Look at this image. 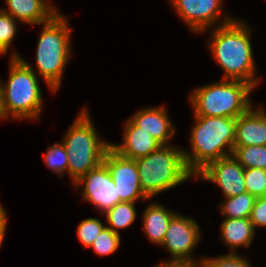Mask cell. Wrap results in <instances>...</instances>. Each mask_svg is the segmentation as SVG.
I'll list each match as a JSON object with an SVG mask.
<instances>
[{
    "instance_id": "obj_11",
    "label": "cell",
    "mask_w": 266,
    "mask_h": 267,
    "mask_svg": "<svg viewBox=\"0 0 266 267\" xmlns=\"http://www.w3.org/2000/svg\"><path fill=\"white\" fill-rule=\"evenodd\" d=\"M103 163L108 168L122 202L136 203L137 200L149 199L141 189L134 159L125 158L110 147L106 151Z\"/></svg>"
},
{
    "instance_id": "obj_18",
    "label": "cell",
    "mask_w": 266,
    "mask_h": 267,
    "mask_svg": "<svg viewBox=\"0 0 266 267\" xmlns=\"http://www.w3.org/2000/svg\"><path fill=\"white\" fill-rule=\"evenodd\" d=\"M176 211H170L163 204L150 203L142 214L143 231L153 244L162 245L166 231Z\"/></svg>"
},
{
    "instance_id": "obj_14",
    "label": "cell",
    "mask_w": 266,
    "mask_h": 267,
    "mask_svg": "<svg viewBox=\"0 0 266 267\" xmlns=\"http://www.w3.org/2000/svg\"><path fill=\"white\" fill-rule=\"evenodd\" d=\"M266 146V110L251 106L237 118L234 146Z\"/></svg>"
},
{
    "instance_id": "obj_21",
    "label": "cell",
    "mask_w": 266,
    "mask_h": 267,
    "mask_svg": "<svg viewBox=\"0 0 266 267\" xmlns=\"http://www.w3.org/2000/svg\"><path fill=\"white\" fill-rule=\"evenodd\" d=\"M232 156L247 168H260L266 170V146H234Z\"/></svg>"
},
{
    "instance_id": "obj_23",
    "label": "cell",
    "mask_w": 266,
    "mask_h": 267,
    "mask_svg": "<svg viewBox=\"0 0 266 267\" xmlns=\"http://www.w3.org/2000/svg\"><path fill=\"white\" fill-rule=\"evenodd\" d=\"M121 236L105 227L89 248H92L96 255L102 257L113 254L120 247Z\"/></svg>"
},
{
    "instance_id": "obj_19",
    "label": "cell",
    "mask_w": 266,
    "mask_h": 267,
    "mask_svg": "<svg viewBox=\"0 0 266 267\" xmlns=\"http://www.w3.org/2000/svg\"><path fill=\"white\" fill-rule=\"evenodd\" d=\"M134 202H121L116 204L112 209L108 210L105 215L109 226L114 233L120 234L119 229L129 227L137 217L136 207Z\"/></svg>"
},
{
    "instance_id": "obj_26",
    "label": "cell",
    "mask_w": 266,
    "mask_h": 267,
    "mask_svg": "<svg viewBox=\"0 0 266 267\" xmlns=\"http://www.w3.org/2000/svg\"><path fill=\"white\" fill-rule=\"evenodd\" d=\"M11 15L0 9V55L8 53L17 33V23Z\"/></svg>"
},
{
    "instance_id": "obj_15",
    "label": "cell",
    "mask_w": 266,
    "mask_h": 267,
    "mask_svg": "<svg viewBox=\"0 0 266 267\" xmlns=\"http://www.w3.org/2000/svg\"><path fill=\"white\" fill-rule=\"evenodd\" d=\"M124 125L123 142L110 144L119 155L136 160L156 151L161 146L156 139L137 127L130 119Z\"/></svg>"
},
{
    "instance_id": "obj_4",
    "label": "cell",
    "mask_w": 266,
    "mask_h": 267,
    "mask_svg": "<svg viewBox=\"0 0 266 267\" xmlns=\"http://www.w3.org/2000/svg\"><path fill=\"white\" fill-rule=\"evenodd\" d=\"M9 78L0 79L1 119H34L43 108V96L38 76L19 57H11Z\"/></svg>"
},
{
    "instance_id": "obj_24",
    "label": "cell",
    "mask_w": 266,
    "mask_h": 267,
    "mask_svg": "<svg viewBox=\"0 0 266 267\" xmlns=\"http://www.w3.org/2000/svg\"><path fill=\"white\" fill-rule=\"evenodd\" d=\"M246 191L257 197L266 196V170L260 168L244 169Z\"/></svg>"
},
{
    "instance_id": "obj_6",
    "label": "cell",
    "mask_w": 266,
    "mask_h": 267,
    "mask_svg": "<svg viewBox=\"0 0 266 267\" xmlns=\"http://www.w3.org/2000/svg\"><path fill=\"white\" fill-rule=\"evenodd\" d=\"M253 89L246 82L227 79L198 87L189 96L193 116L237 119L253 105L249 97Z\"/></svg>"
},
{
    "instance_id": "obj_28",
    "label": "cell",
    "mask_w": 266,
    "mask_h": 267,
    "mask_svg": "<svg viewBox=\"0 0 266 267\" xmlns=\"http://www.w3.org/2000/svg\"><path fill=\"white\" fill-rule=\"evenodd\" d=\"M254 229L266 227V196L257 197L249 217Z\"/></svg>"
},
{
    "instance_id": "obj_8",
    "label": "cell",
    "mask_w": 266,
    "mask_h": 267,
    "mask_svg": "<svg viewBox=\"0 0 266 267\" xmlns=\"http://www.w3.org/2000/svg\"><path fill=\"white\" fill-rule=\"evenodd\" d=\"M201 237L199 224L195 219L176 213L161 245L172 257L167 261L201 263L191 255Z\"/></svg>"
},
{
    "instance_id": "obj_30",
    "label": "cell",
    "mask_w": 266,
    "mask_h": 267,
    "mask_svg": "<svg viewBox=\"0 0 266 267\" xmlns=\"http://www.w3.org/2000/svg\"><path fill=\"white\" fill-rule=\"evenodd\" d=\"M2 203H0V225H7L8 224V217Z\"/></svg>"
},
{
    "instance_id": "obj_27",
    "label": "cell",
    "mask_w": 266,
    "mask_h": 267,
    "mask_svg": "<svg viewBox=\"0 0 266 267\" xmlns=\"http://www.w3.org/2000/svg\"><path fill=\"white\" fill-rule=\"evenodd\" d=\"M202 267H253L247 258L239 253H227L218 257H202L199 259Z\"/></svg>"
},
{
    "instance_id": "obj_2",
    "label": "cell",
    "mask_w": 266,
    "mask_h": 267,
    "mask_svg": "<svg viewBox=\"0 0 266 267\" xmlns=\"http://www.w3.org/2000/svg\"><path fill=\"white\" fill-rule=\"evenodd\" d=\"M191 129V151L184 150L188 170L196 176L209 163L232 155L237 119L194 116Z\"/></svg>"
},
{
    "instance_id": "obj_1",
    "label": "cell",
    "mask_w": 266,
    "mask_h": 267,
    "mask_svg": "<svg viewBox=\"0 0 266 267\" xmlns=\"http://www.w3.org/2000/svg\"><path fill=\"white\" fill-rule=\"evenodd\" d=\"M251 32L245 20L235 18L213 28L207 46L225 74L223 79L243 81L255 88L260 80L256 76Z\"/></svg>"
},
{
    "instance_id": "obj_13",
    "label": "cell",
    "mask_w": 266,
    "mask_h": 267,
    "mask_svg": "<svg viewBox=\"0 0 266 267\" xmlns=\"http://www.w3.org/2000/svg\"><path fill=\"white\" fill-rule=\"evenodd\" d=\"M129 119L161 145H171L176 129L169 118L166 106L141 108Z\"/></svg>"
},
{
    "instance_id": "obj_3",
    "label": "cell",
    "mask_w": 266,
    "mask_h": 267,
    "mask_svg": "<svg viewBox=\"0 0 266 267\" xmlns=\"http://www.w3.org/2000/svg\"><path fill=\"white\" fill-rule=\"evenodd\" d=\"M58 12L50 21L43 23L36 50V70L24 58L13 52L11 57H19L39 78L44 79L49 90L57 92L62 83L64 69L72 56L71 31L68 20Z\"/></svg>"
},
{
    "instance_id": "obj_25",
    "label": "cell",
    "mask_w": 266,
    "mask_h": 267,
    "mask_svg": "<svg viewBox=\"0 0 266 267\" xmlns=\"http://www.w3.org/2000/svg\"><path fill=\"white\" fill-rule=\"evenodd\" d=\"M106 222L102 223L97 218H87L82 220L77 226V236L85 248H89L98 234L106 227Z\"/></svg>"
},
{
    "instance_id": "obj_7",
    "label": "cell",
    "mask_w": 266,
    "mask_h": 267,
    "mask_svg": "<svg viewBox=\"0 0 266 267\" xmlns=\"http://www.w3.org/2000/svg\"><path fill=\"white\" fill-rule=\"evenodd\" d=\"M135 161L141 189L149 199L195 177L186 166L183 148L172 143Z\"/></svg>"
},
{
    "instance_id": "obj_22",
    "label": "cell",
    "mask_w": 266,
    "mask_h": 267,
    "mask_svg": "<svg viewBox=\"0 0 266 267\" xmlns=\"http://www.w3.org/2000/svg\"><path fill=\"white\" fill-rule=\"evenodd\" d=\"M44 161L50 170L60 177L68 173V155L63 143H55L47 148L44 153Z\"/></svg>"
},
{
    "instance_id": "obj_31",
    "label": "cell",
    "mask_w": 266,
    "mask_h": 267,
    "mask_svg": "<svg viewBox=\"0 0 266 267\" xmlns=\"http://www.w3.org/2000/svg\"><path fill=\"white\" fill-rule=\"evenodd\" d=\"M6 229H7V225H0V248L5 238L4 236H5Z\"/></svg>"
},
{
    "instance_id": "obj_10",
    "label": "cell",
    "mask_w": 266,
    "mask_h": 267,
    "mask_svg": "<svg viewBox=\"0 0 266 267\" xmlns=\"http://www.w3.org/2000/svg\"><path fill=\"white\" fill-rule=\"evenodd\" d=\"M73 185L75 189L82 187V199L99 208L101 215L122 202L108 168L103 162Z\"/></svg>"
},
{
    "instance_id": "obj_5",
    "label": "cell",
    "mask_w": 266,
    "mask_h": 267,
    "mask_svg": "<svg viewBox=\"0 0 266 267\" xmlns=\"http://www.w3.org/2000/svg\"><path fill=\"white\" fill-rule=\"evenodd\" d=\"M84 108L63 136L62 143L68 155V175L74 184L90 170L103 162L111 143L100 139Z\"/></svg>"
},
{
    "instance_id": "obj_16",
    "label": "cell",
    "mask_w": 266,
    "mask_h": 267,
    "mask_svg": "<svg viewBox=\"0 0 266 267\" xmlns=\"http://www.w3.org/2000/svg\"><path fill=\"white\" fill-rule=\"evenodd\" d=\"M49 1V2H48ZM7 8L4 13L15 20L31 25H40L50 21L59 11L50 0H5Z\"/></svg>"
},
{
    "instance_id": "obj_12",
    "label": "cell",
    "mask_w": 266,
    "mask_h": 267,
    "mask_svg": "<svg viewBox=\"0 0 266 267\" xmlns=\"http://www.w3.org/2000/svg\"><path fill=\"white\" fill-rule=\"evenodd\" d=\"M194 178L204 179L219 186L225 198L247 192L244 168L232 155L209 163Z\"/></svg>"
},
{
    "instance_id": "obj_17",
    "label": "cell",
    "mask_w": 266,
    "mask_h": 267,
    "mask_svg": "<svg viewBox=\"0 0 266 267\" xmlns=\"http://www.w3.org/2000/svg\"><path fill=\"white\" fill-rule=\"evenodd\" d=\"M222 241L236 254L238 248L249 247L254 240L256 231L249 218H224L220 225Z\"/></svg>"
},
{
    "instance_id": "obj_20",
    "label": "cell",
    "mask_w": 266,
    "mask_h": 267,
    "mask_svg": "<svg viewBox=\"0 0 266 267\" xmlns=\"http://www.w3.org/2000/svg\"><path fill=\"white\" fill-rule=\"evenodd\" d=\"M220 202V211L225 218H249L256 197L245 192Z\"/></svg>"
},
{
    "instance_id": "obj_29",
    "label": "cell",
    "mask_w": 266,
    "mask_h": 267,
    "mask_svg": "<svg viewBox=\"0 0 266 267\" xmlns=\"http://www.w3.org/2000/svg\"><path fill=\"white\" fill-rule=\"evenodd\" d=\"M153 267H202V266L201 263L164 261L157 263V265Z\"/></svg>"
},
{
    "instance_id": "obj_9",
    "label": "cell",
    "mask_w": 266,
    "mask_h": 267,
    "mask_svg": "<svg viewBox=\"0 0 266 267\" xmlns=\"http://www.w3.org/2000/svg\"><path fill=\"white\" fill-rule=\"evenodd\" d=\"M224 0H170L172 8L188 25L192 33H205L208 28L218 27L231 22L234 18L229 15L222 18L218 25L215 23L222 15Z\"/></svg>"
}]
</instances>
